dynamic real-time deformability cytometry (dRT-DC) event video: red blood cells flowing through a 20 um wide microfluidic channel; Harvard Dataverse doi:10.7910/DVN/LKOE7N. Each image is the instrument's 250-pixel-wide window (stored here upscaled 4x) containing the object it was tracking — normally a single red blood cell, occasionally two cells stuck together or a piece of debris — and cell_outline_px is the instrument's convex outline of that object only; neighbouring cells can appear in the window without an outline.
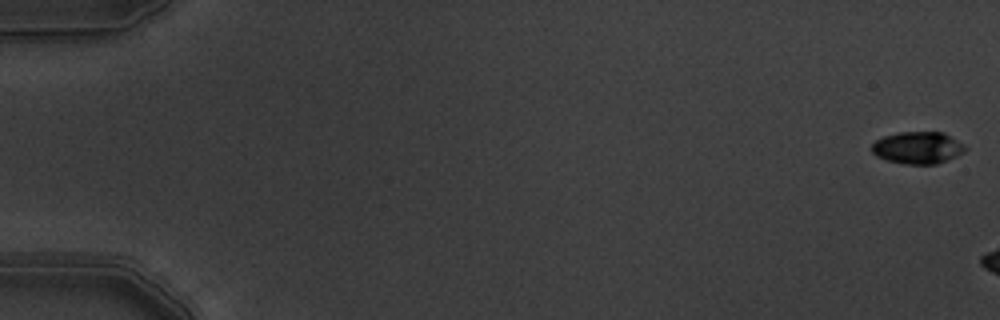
{"species": "common noctule bat (a hibernating species)", "species_latin": "Nyctalus noctula", "temperature_condition": "warm", "stored_images_in_passage": 4, "camera_frame_rate_fps": 3000, "um_per_image_px": 0.085, "animal": {"sex": "male", "body_mass_g": 19.5, "forearm_length_mm": 54.6}, "frame": {"image": 1, "passage_image": 1, "time_ms": 0.0, "image_size_px": [1000, 320], "cell_outline_px": [[968, 148], [964, 152], [956, 156], [936, 164], [904, 164], [888, 160], [876, 156], [872, 152], [872, 144], [876, 140], [884, 136], [900, 132], [944, 132], [964, 144]], "centroid_in_image_um": [78.03, 12.55], "position_along_channel_um": 7.0, "area_um2": 17.46}}